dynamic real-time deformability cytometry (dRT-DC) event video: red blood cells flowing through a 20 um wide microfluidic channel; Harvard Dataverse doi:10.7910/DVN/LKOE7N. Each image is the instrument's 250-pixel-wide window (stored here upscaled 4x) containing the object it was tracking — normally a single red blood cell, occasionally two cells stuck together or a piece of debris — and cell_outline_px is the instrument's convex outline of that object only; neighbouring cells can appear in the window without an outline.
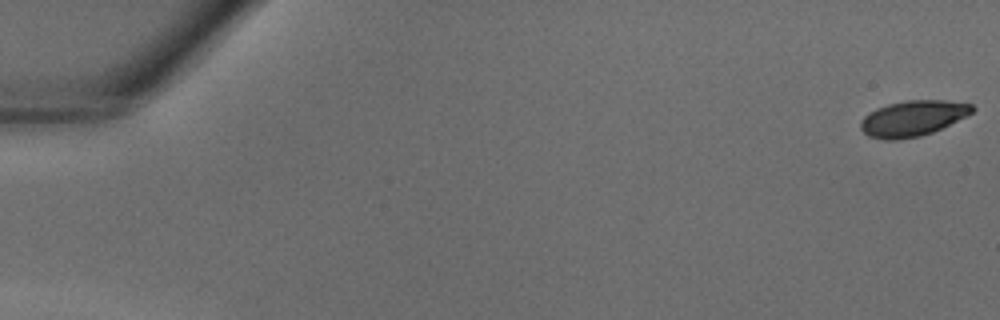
{"species": "common noctule bat (a hibernating species)", "species_latin": "Nyctalus noctula", "temperature_condition": "warm", "stored_images_in_passage": 29, "camera_frame_rate_fps": 3000, "um_per_image_px": 0.085, "animal": {"sex": "male", "body_mass_g": 18.8}, "frame": {"image": 1, "passage_image": 1, "time_ms": 0.0, "image_size_px": [1000, 320], "cell_outline_px": [[976, 108], [972, 112], [932, 132], [920, 136], [896, 140], [884, 140], [868, 136], [860, 128], [860, 120], [868, 112], [876, 108], [888, 104], [904, 100], [944, 100], [972, 104]], "centroid_in_image_um": [77.52, 10.05], "position_along_channel_um": 7.5, "area_um2": 23.06}}
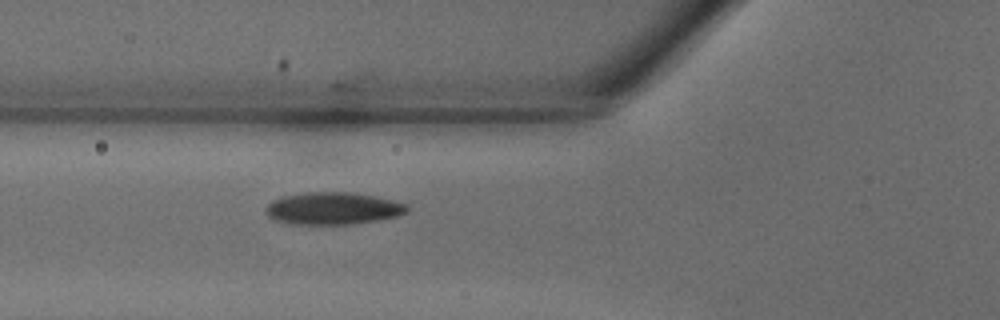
{"frame": {"image": 2, "passage_image": 16, "time_ms": 5.0, "image_size_px": [1000, 320], "cell_outline_px": [[408, 212], [396, 216], [376, 220], [352, 224], [292, 224], [276, 220], [268, 216], [264, 208], [272, 200], [284, 196], [308, 192], [348, 192], [372, 196], [392, 200], [408, 204]], "centroid_in_image_um": [28.28, 17.71], "position_along_channel_um": 97.5, "area_um2": 26.36}}
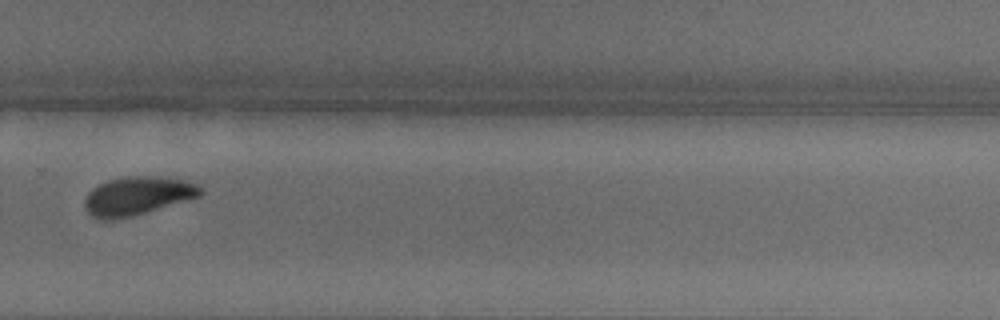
{"frame": {"image": 3, "passage_image": 29, "time_ms": 9.333, "image_size_px": [1000, 320], "cell_outline_px": [[204, 192], [200, 196], [188, 200], [132, 216], [112, 220], [100, 220], [92, 216], [84, 208], [84, 200], [88, 192], [92, 188], [108, 180], [128, 176], [156, 176], [184, 180], [196, 184]], "centroid_in_image_um": [11.65, 16.66], "position_along_channel_um": 318.1, "area_um2": 25.95}}